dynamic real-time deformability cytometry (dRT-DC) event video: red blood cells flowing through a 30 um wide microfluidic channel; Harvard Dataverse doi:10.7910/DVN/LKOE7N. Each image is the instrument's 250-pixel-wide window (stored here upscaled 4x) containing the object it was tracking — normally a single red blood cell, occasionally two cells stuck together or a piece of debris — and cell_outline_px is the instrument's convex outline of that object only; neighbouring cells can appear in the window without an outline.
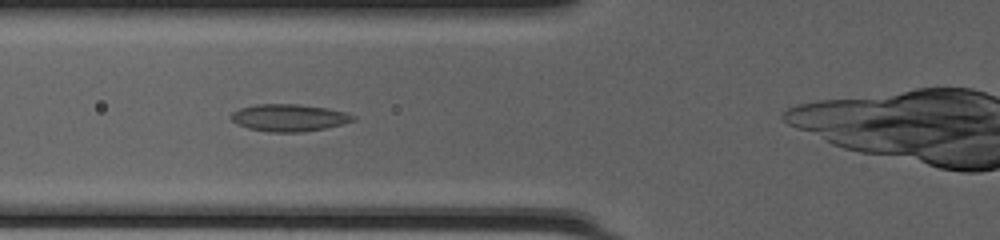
{"species": "common noctule bat (a hibernating species)", "species_latin": "Nyctalus noctula", "temperature_condition": "cold", "stored_images_in_passage": 31, "camera_frame_rate_fps": 3000, "um_per_image_px": 0.085, "animal": {"sex": "female", "body_mass_g": 20.0, "forearm_length_mm": 54.0}, "frame": {"image": 1, "passage_image": 10, "time_ms": 3.0, "image_size_px": [1000, 240], "cell_outline_px": [[356, 120], [324, 128], [304, 132], [268, 132], [248, 128], [236, 124], [228, 116], [232, 112], [240, 108], [256, 104], [300, 104], [328, 108], [344, 112], [356, 116]], "centroid_in_image_um": [24.53, 10.0], "position_along_channel_um": 101.3, "area_um2": 19.42}}
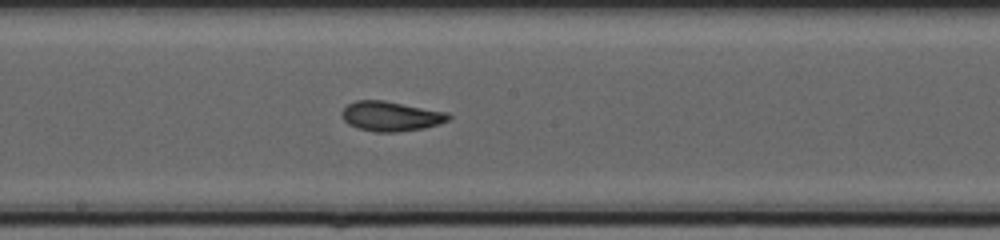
{"frame": {"image": 2, "passage_image": 18, "time_ms": 5.667, "image_size_px": [1000, 240], "cell_outline_px": [[452, 116], [448, 120], [440, 124], [424, 128], [396, 132], [376, 132], [356, 128], [348, 124], [340, 116], [340, 112], [348, 104], [356, 100], [384, 100], [448, 112]], "centroid_in_image_um": [33.21, 9.88], "position_along_channel_um": 215.0, "area_um2": 18.73}}
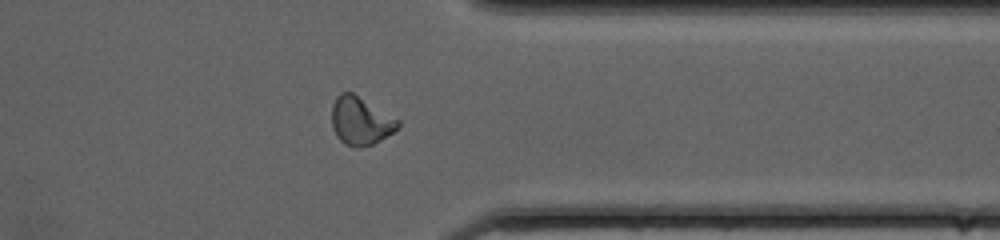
{"frame": {"image": 3, "passage_image": 30, "time_ms": 9.667, "image_size_px": [1000, 240], "cell_outline_px": [[400, 124], [392, 132], [380, 140], [372, 144], [360, 148], [352, 148], [344, 144], [336, 136], [332, 128], [332, 104], [336, 96], [340, 92], [352, 92], [400, 120]], "centroid_in_image_um": [30.61, 10.28], "position_along_channel_um": 380.8, "area_um2": 18.61}}